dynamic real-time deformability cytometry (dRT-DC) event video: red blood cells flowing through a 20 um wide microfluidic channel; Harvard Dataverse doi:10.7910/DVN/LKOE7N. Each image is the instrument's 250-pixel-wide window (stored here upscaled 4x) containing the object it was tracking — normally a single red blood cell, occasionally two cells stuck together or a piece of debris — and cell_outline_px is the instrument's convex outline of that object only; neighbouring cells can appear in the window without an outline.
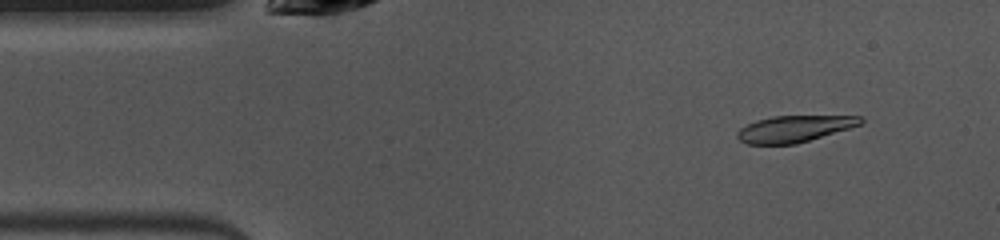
{"species": "common noctule bat (a hibernating species)", "species_latin": "Nyctalus noctula", "temperature_condition": "warm", "stored_images_in_passage": 47, "camera_frame_rate_fps": 3000, "um_per_image_px": 0.085, "animal": {"sex": "female", "body_mass_g": 10.0, "forearm_length_mm": 53.1}, "frame": {"image": 1, "passage_image": 4, "time_ms": 1.0, "image_size_px": [1000, 240], "cell_outline_px": [[864, 120], [860, 124], [848, 128], [796, 144], [748, 144], [740, 140], [736, 136], [736, 132], [740, 128], [756, 120], [772, 116], [860, 116]], "centroid_in_image_um": [67.46, 10.94], "position_along_channel_um": 17.5, "area_um2": 18.79}}
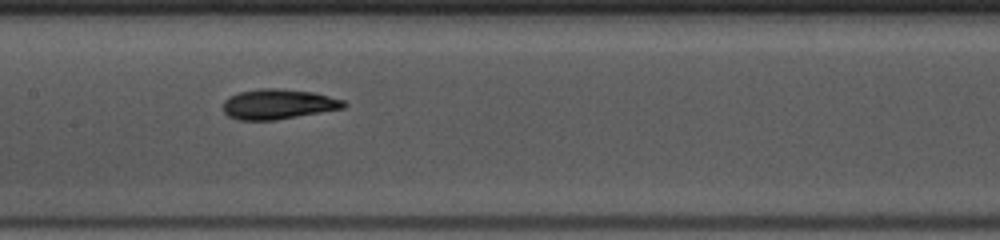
{"frame": {"image": 2, "passage_image": 21, "time_ms": 6.667, "image_size_px": [1000, 240], "cell_outline_px": [[348, 104], [344, 108], [276, 120], [236, 120], [228, 116], [224, 112], [224, 100], [228, 96], [240, 92], [260, 88], [276, 88], [312, 92], [344, 100]], "centroid_in_image_um": [23.63, 8.86], "position_along_channel_um": 183.8, "area_um2": 21.15}}
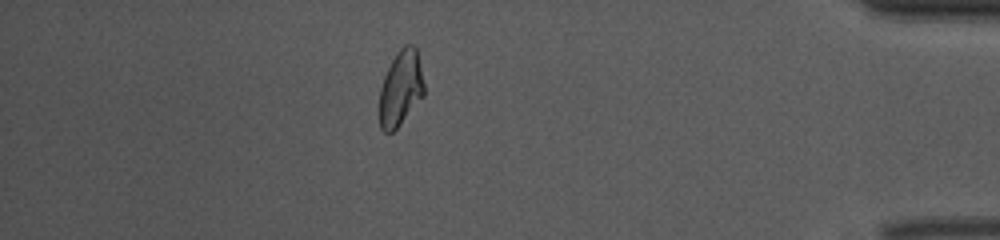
{"frame": {"image": 3, "passage_image": 41, "time_ms": 13.333, "image_size_px": [1000, 240], "cell_outline_px": [[424, 96], [400, 124], [392, 132], [384, 132], [380, 128], [380, 88], [384, 76], [392, 60], [400, 48], [404, 44], [412, 44], [416, 48], [424, 84]], "centroid_in_image_um": [34.06, 7.5], "position_along_channel_um": 401.1, "area_um2": 19.42}, "authors_computed_cell_mechanics": {"area_um2": 20.1722, "velocity_mm_per_s": 3.9854, "shape_relaxation_time_tau1_ms": 3.1185, "shape_relaxation_time_tau2_ms": 2.7687, "deformation_change_tau1": 0.1488, "deformation_change_tau2": 0.091}}